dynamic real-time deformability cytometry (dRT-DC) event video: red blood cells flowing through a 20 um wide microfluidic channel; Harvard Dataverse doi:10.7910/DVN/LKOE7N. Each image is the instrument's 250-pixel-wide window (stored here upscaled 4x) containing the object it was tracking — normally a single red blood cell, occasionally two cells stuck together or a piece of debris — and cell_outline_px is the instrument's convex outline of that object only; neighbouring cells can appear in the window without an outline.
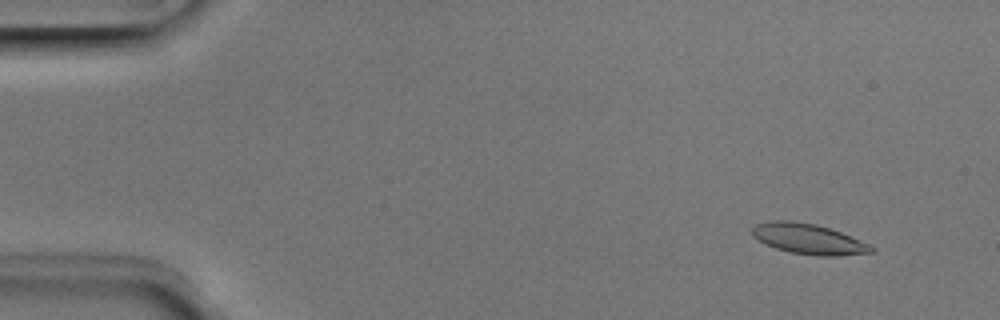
{"species": "Egyptian fruit bat (a non-hibernating species)", "species_latin": "Rousettus aegyptiacus", "temperature_condition": "room temperature", "stored_images_in_passage": 5, "camera_frame_rate_fps": 3000, "um_per_image_px": 0.085, "animal": {"sex": "male"}, "frame": {"image": 1, "passage_image": 2, "time_ms": 0.333, "image_size_px": [1000, 320], "cell_outline_px": [[876, 252], [836, 256], [816, 256], [792, 252], [776, 248], [764, 244], [752, 236], [752, 228], [756, 224], [772, 220], [788, 220], [816, 224], [840, 232], [872, 244], [876, 248]], "centroid_in_image_um": [68.75, 20.32], "position_along_channel_um": 16.2, "area_um2": 21.27}}
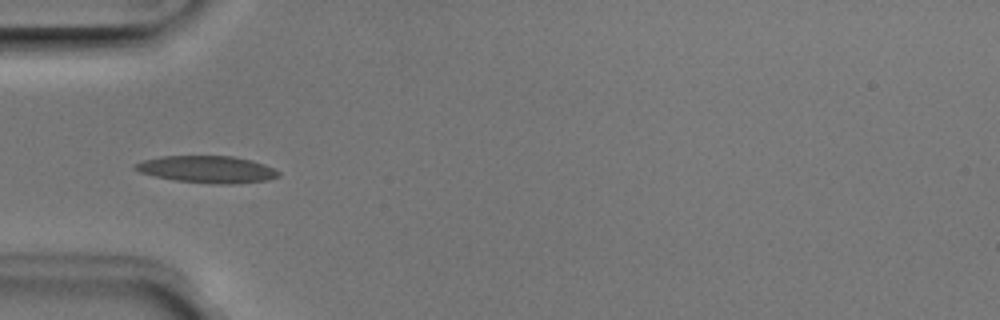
{"frame": {"image": 2, "passage_image": 5, "time_ms": 1.333, "image_size_px": [1000, 320], "cell_outline_px": [[280, 176], [268, 180], [232, 184], [216, 184], [176, 180], [156, 176], [140, 172], [132, 168], [132, 164], [144, 160], [160, 156], [232, 156], [252, 160], [264, 164], [280, 172]], "centroid_in_image_um": [17.61, 14.39], "position_along_channel_um": 67.4, "area_um2": 22.54}}